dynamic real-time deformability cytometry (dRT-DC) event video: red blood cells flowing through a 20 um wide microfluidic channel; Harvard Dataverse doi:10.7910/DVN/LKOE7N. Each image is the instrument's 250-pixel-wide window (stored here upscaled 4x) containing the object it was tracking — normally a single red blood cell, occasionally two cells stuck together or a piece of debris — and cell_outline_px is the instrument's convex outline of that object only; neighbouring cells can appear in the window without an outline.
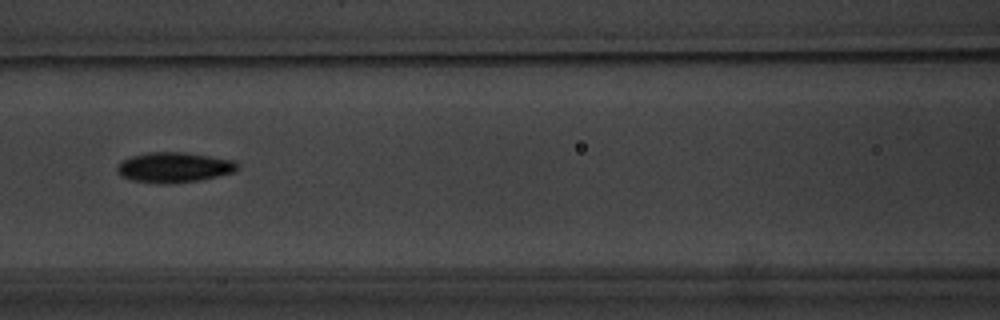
{"species": "common noctule bat (a hibernating species)", "species_latin": "Nyctalus noctula", "temperature_condition": "warm", "stored_images_in_passage": 11, "camera_frame_rate_fps": 3000, "um_per_image_px": 0.085, "animal": {"sex": "male", "body_mass_g": 20.1, "forearm_length_mm": 53.5}, "frame": {"image": 1, "passage_image": 4, "time_ms": 3.667, "image_size_px": [1000, 320], "cell_outline_px": [[240, 168], [236, 172], [196, 180], [168, 184], [160, 184], [132, 180], [120, 176], [116, 172], [116, 168], [124, 160], [132, 156], [148, 152], [184, 152], [236, 160]], "centroid_in_image_um": [14.82, 14.22], "position_along_channel_um": 151.8, "area_um2": 21.21}}
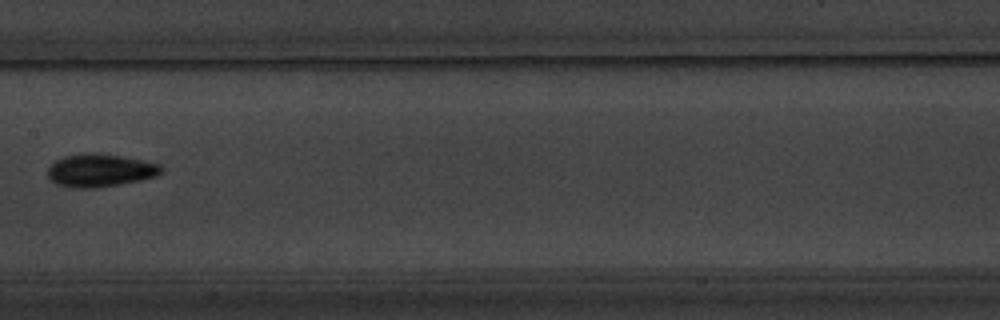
{"frame": {"image": 2, "passage_image": 5, "time_ms": 5.0, "image_size_px": [1000, 320], "cell_outline_px": [[164, 168], [156, 176], [140, 180], [120, 184], [96, 188], [68, 188], [56, 184], [48, 176], [48, 168], [56, 160], [64, 156], [84, 152], [92, 152], [120, 156], [160, 164]], "centroid_in_image_um": [8.48, 14.49], "position_along_channel_um": 198.9, "area_um2": 21.79}}
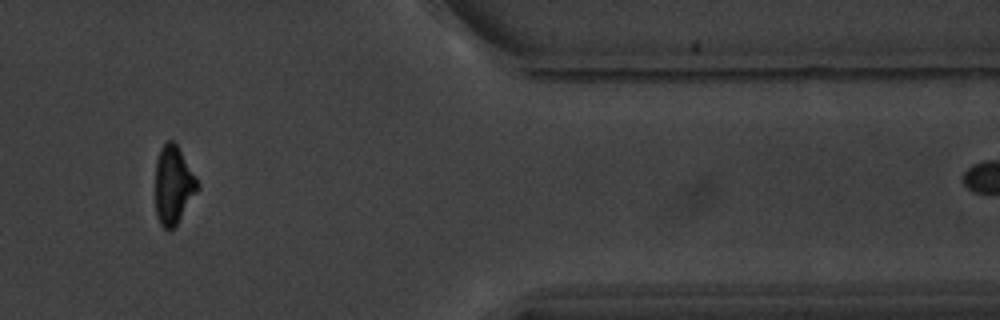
{"frame": {"image": 3, "passage_image": 10, "time_ms": 11.333, "image_size_px": [1000, 320], "cell_outline_px": [[200, 188], [176, 224], [172, 228], [164, 228], [160, 224], [156, 216], [156, 160], [160, 148], [168, 140], [172, 140], [176, 144], [196, 176], [200, 184]], "centroid_in_image_um": [14.74, 15.71], "position_along_channel_um": 396.7, "area_um2": 19.07}, "authors_computed_cell_mechanics": {"area_um2": 19.5942, "velocity_mm_per_s": 3.5266, "shape_relaxation_time_tau1_ms": 1.9775, "shape_relaxation_time_tau2_ms": 2.5309, "deformation_change_tau1": 0.1359, "deformation_change_tau2": 0.08}}